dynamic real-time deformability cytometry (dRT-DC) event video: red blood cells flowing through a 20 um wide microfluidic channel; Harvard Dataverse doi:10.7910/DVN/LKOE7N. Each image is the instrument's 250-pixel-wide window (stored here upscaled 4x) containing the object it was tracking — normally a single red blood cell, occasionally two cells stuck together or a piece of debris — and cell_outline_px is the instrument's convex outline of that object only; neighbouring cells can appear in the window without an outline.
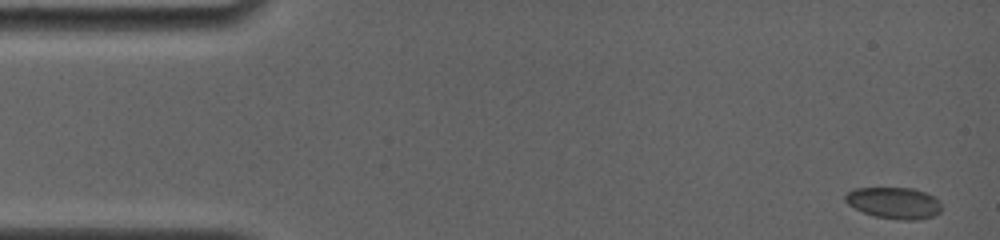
{"species": "common noctule bat (a hibernating species)", "species_latin": "Nyctalus noctula", "temperature_condition": "room temperature", "stored_images_in_passage": 43, "camera_frame_rate_fps": 4000, "um_per_image_px": 0.085, "animal": {"sex": "female", "body_mass_g": 19.0, "forearm_length_mm": 56.7}, "frame": {"image": 1, "passage_image": 1, "time_ms": 0.0, "image_size_px": [1000, 240], "cell_outline_px": [[940, 212], [932, 216], [920, 220], [900, 220], [876, 216], [864, 212], [848, 204], [844, 200], [844, 196], [852, 188], [912, 188], [936, 196], [940, 200]], "centroid_in_image_um": [76.01, 17.24], "position_along_channel_um": 9.0, "area_um2": 17.69}}
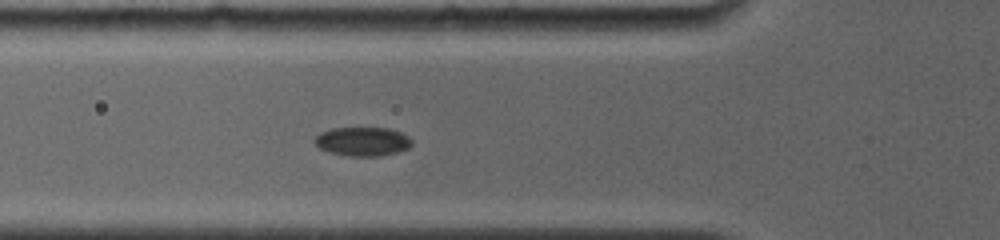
{"frame": {"image": 2, "passage_image": 26, "time_ms": 5.5, "image_size_px": [1000, 240], "cell_outline_px": [[412, 144], [408, 148], [396, 152], [376, 156], [348, 156], [328, 152], [320, 148], [312, 140], [320, 132], [332, 128], [388, 128], [400, 132], [408, 136], [412, 140]], "centroid_in_image_um": [30.79, 12.02], "position_along_channel_um": 95.0, "area_um2": 16.36}}
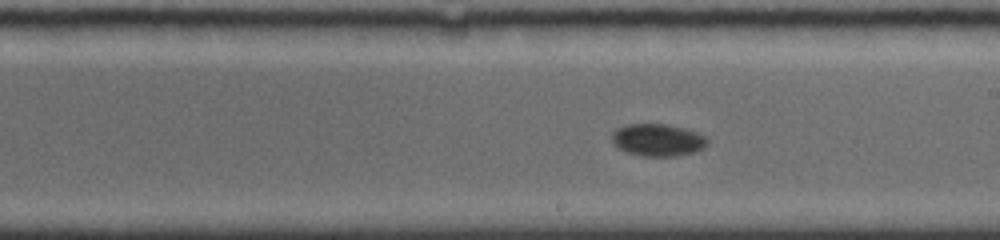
{"frame": {"image": 3, "passage_image": 43, "time_ms": 9.25, "image_size_px": [1000, 240], "cell_outline_px": [[708, 144], [704, 148], [696, 152], [676, 156], [644, 156], [628, 152], [612, 144], [612, 132], [616, 128], [628, 124], [664, 124], [688, 128], [708, 136]], "centroid_in_image_um": [55.96, 11.89], "position_along_channel_um": 233.0, "area_um2": 18.26}}